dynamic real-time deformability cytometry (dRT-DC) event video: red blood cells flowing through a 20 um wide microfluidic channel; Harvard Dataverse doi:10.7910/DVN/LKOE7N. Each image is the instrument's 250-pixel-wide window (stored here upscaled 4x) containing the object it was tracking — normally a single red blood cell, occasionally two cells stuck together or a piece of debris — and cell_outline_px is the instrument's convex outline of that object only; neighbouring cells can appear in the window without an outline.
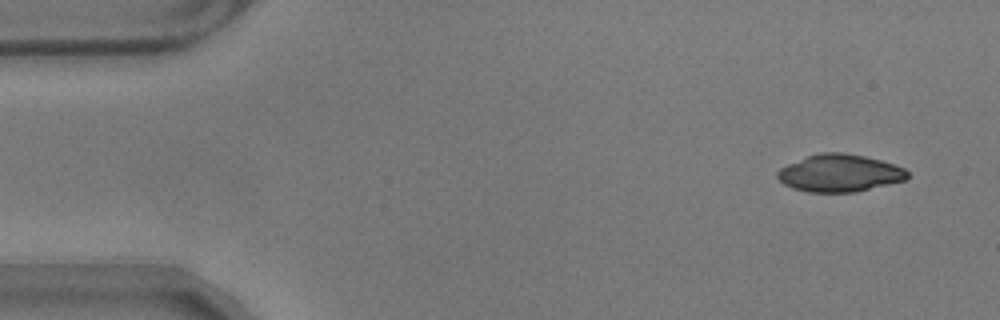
{"species": "common noctule bat (a hibernating species)", "species_latin": "Nyctalus noctula", "temperature_condition": "warm", "stored_images_in_passage": 12, "camera_frame_rate_fps": 3000, "um_per_image_px": 0.085, "animal": {"sex": "male", "body_mass_g": 17.9}, "frame": {"image": 1, "passage_image": 4, "time_ms": 1.0, "image_size_px": [1000, 320], "cell_outline_px": [[908, 180], [856, 192], [808, 192], [792, 188], [784, 184], [776, 176], [776, 172], [780, 168], [788, 164], [808, 156], [820, 152], [844, 152], [864, 156], [880, 160], [904, 168], [908, 172]], "centroid_in_image_um": [71.38, 14.72], "position_along_channel_um": 13.6, "area_um2": 28.38}}